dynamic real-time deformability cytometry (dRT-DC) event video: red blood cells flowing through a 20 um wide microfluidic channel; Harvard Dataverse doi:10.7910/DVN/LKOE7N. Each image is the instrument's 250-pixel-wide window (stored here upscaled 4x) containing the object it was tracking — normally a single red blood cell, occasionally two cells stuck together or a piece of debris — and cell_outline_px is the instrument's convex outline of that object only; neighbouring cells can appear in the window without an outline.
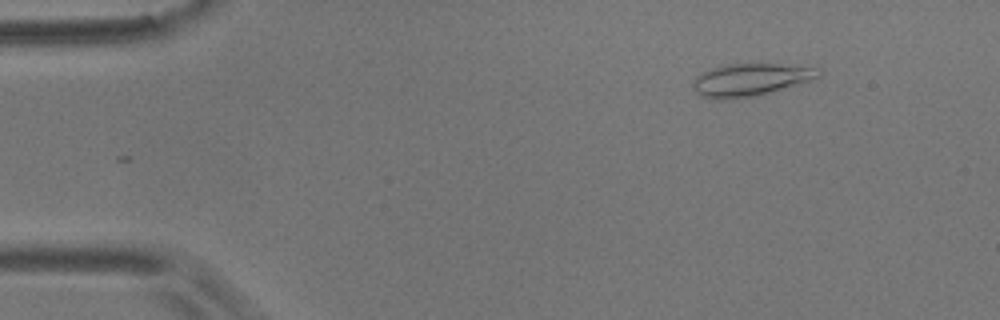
{"species": "common noctule bat (a hibernating species)", "species_latin": "Nyctalus noctula", "temperature_condition": "room temperature", "stored_images_in_passage": 50, "camera_frame_rate_fps": 3000, "um_per_image_px": 0.085, "animal": {"sex": "male", "body_mass_g": 17.9}, "frame": {"image": 1, "passage_image": 1, "time_ms": 0.0, "image_size_px": [1000, 320], "cell_outline_px": [[820, 76], [808, 80], [756, 96], [724, 100], [716, 100], [700, 96], [696, 92], [692, 84], [696, 76], [700, 72], [712, 68], [728, 64], [752, 60], [820, 68]], "centroid_in_image_um": [63.73, 6.73], "position_along_channel_um": 21.3, "area_um2": 24.51}}
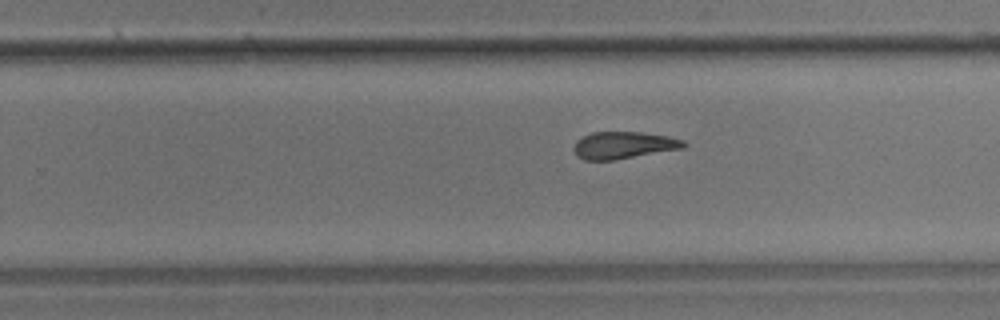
{"frame": {"image": 2, "passage_image": 29, "time_ms": 9.333, "image_size_px": [1000, 320], "cell_outline_px": [[688, 144], [684, 148], [616, 160], [584, 160], [576, 156], [572, 148], [576, 140], [592, 132], [640, 132], [668, 136], [684, 140]], "centroid_in_image_um": [53.0, 12.35], "position_along_channel_um": 276.8, "area_um2": 17.57}}
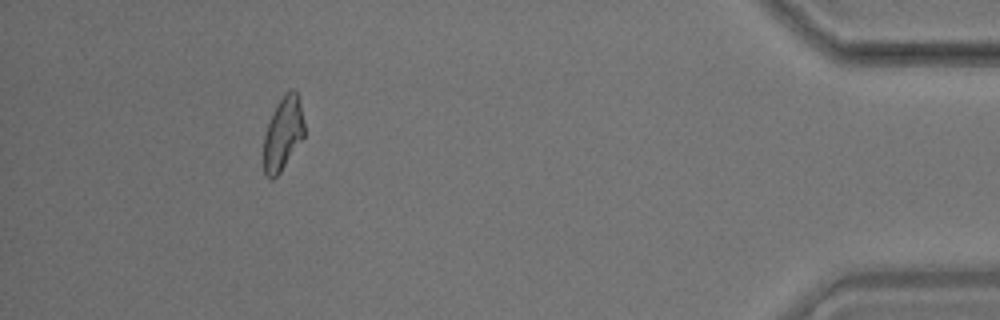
{"frame": {"image": 3, "passage_image": 45, "time_ms": 14.667, "image_size_px": [1000, 320], "cell_outline_px": [[304, 136], [280, 172], [272, 180], [264, 172], [264, 136], [272, 112], [276, 104], [292, 88], [296, 92], [300, 100], [304, 124]], "centroid_in_image_um": [24.05, 11.34], "position_along_channel_um": 411.1, "area_um2": 17.05}, "authors_computed_cell_mechanics": {"area_um2": 18.0914, "velocity_mm_per_s": 3.6056, "shape_relaxation_time_tau1_ms": null, "shape_relaxation_time_tau2_ms": 4.479, "deformation_change_tau1": null, "deformation_change_tau2": 0.1378}}